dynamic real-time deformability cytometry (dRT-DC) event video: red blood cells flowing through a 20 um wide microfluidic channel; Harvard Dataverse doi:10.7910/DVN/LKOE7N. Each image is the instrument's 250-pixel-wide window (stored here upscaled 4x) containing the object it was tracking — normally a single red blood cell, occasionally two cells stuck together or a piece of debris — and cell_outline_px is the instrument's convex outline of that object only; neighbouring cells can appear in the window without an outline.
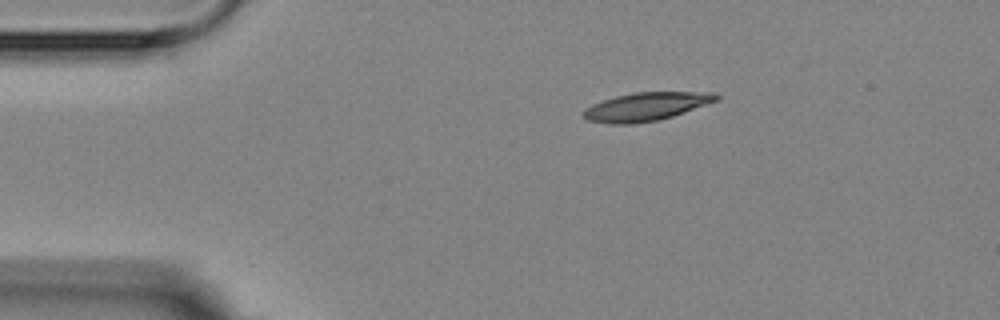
{"species": "Egyptian fruit bat (a non-hibernating species)", "species_latin": "Rousettus aegyptiacus", "temperature_condition": "room temperature", "stored_images_in_passage": 5, "camera_frame_rate_fps": 3000, "um_per_image_px": 0.085, "animal": {"sex": "female"}, "frame": {"image": 1, "passage_image": 5, "time_ms": 5.333, "image_size_px": [1000, 320], "cell_outline_px": [[720, 100], [672, 116], [656, 120], [632, 124], [608, 124], [588, 120], [580, 116], [584, 108], [592, 104], [616, 96], [632, 92], [716, 92], [720, 96]], "centroid_in_image_um": [54.91, 9.06], "position_along_channel_um": 30.1, "area_um2": 22.08}}